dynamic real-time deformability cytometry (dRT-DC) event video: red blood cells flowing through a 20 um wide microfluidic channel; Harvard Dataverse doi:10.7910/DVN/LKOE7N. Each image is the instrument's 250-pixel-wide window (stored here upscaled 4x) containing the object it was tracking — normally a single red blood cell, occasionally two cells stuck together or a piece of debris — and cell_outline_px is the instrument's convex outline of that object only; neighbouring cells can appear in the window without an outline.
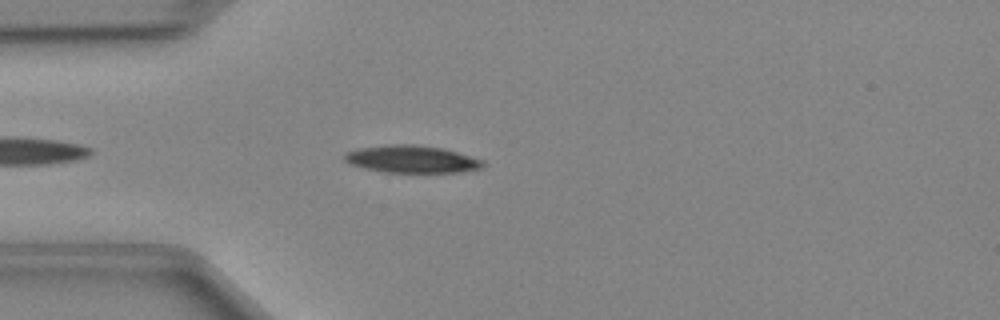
{"species": "Egyptian fruit bat (a non-hibernating species)", "species_latin": "Rousettus aegyptiacus", "temperature_condition": "cold", "stored_images_in_passage": 38, "camera_frame_rate_fps": 3000, "um_per_image_px": 0.085, "animal": {"sex": "female"}, "frame": {"image": 1, "passage_image": 5, "time_ms": 1.333, "image_size_px": [1000, 320], "cell_outline_px": [[488, 164], [484, 168], [460, 172], [384, 172], [364, 168], [348, 164], [344, 160], [344, 152], [360, 148], [396, 144], [412, 144], [444, 148], [484, 160]], "centroid_in_image_um": [35.04, 13.53], "position_along_channel_um": 50.0, "area_um2": 22.25}}
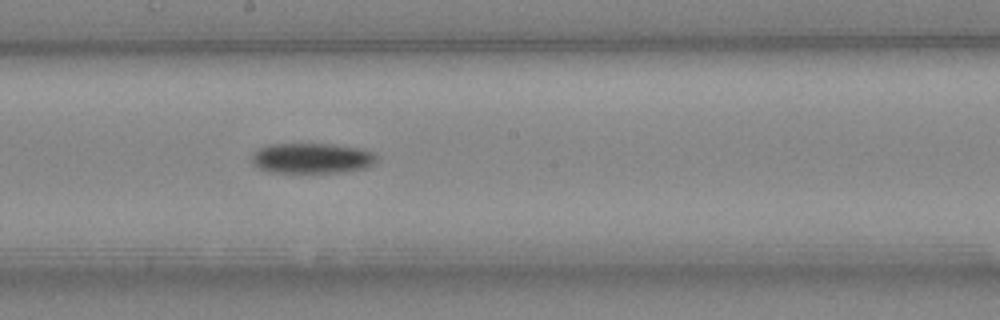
{"frame": {"image": 2, "passage_image": 18, "time_ms": 5.667, "image_size_px": [1000, 320], "cell_outline_px": [[380, 156], [376, 164], [368, 168], [340, 172], [268, 172], [260, 168], [252, 160], [252, 152], [268, 144], [332, 144], [360, 148], [376, 152]], "centroid_in_image_um": [26.61, 13.44], "position_along_channel_um": 221.6, "area_um2": 22.37}}
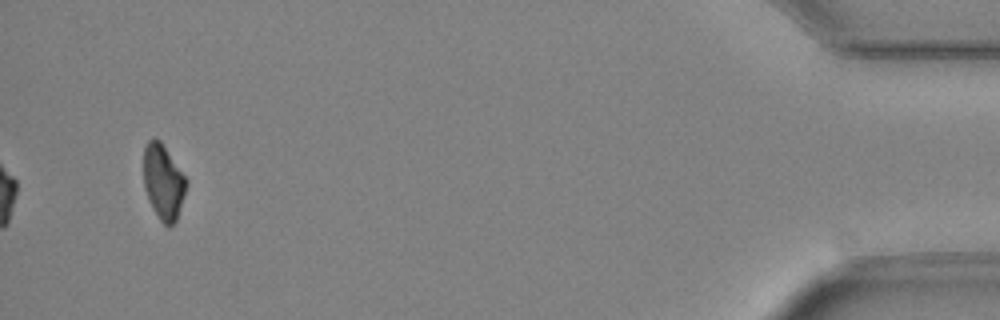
{"frame": {"image": 3, "passage_image": 38, "time_ms": 12.333, "image_size_px": [1000, 320], "cell_outline_px": [[188, 184], [176, 220], [168, 228], [160, 220], [144, 188], [144, 148], [148, 140], [152, 136], [156, 136], [160, 140], [188, 180]], "centroid_in_image_um": [13.89, 15.41], "position_along_channel_um": 421.3, "area_um2": 18.55}}